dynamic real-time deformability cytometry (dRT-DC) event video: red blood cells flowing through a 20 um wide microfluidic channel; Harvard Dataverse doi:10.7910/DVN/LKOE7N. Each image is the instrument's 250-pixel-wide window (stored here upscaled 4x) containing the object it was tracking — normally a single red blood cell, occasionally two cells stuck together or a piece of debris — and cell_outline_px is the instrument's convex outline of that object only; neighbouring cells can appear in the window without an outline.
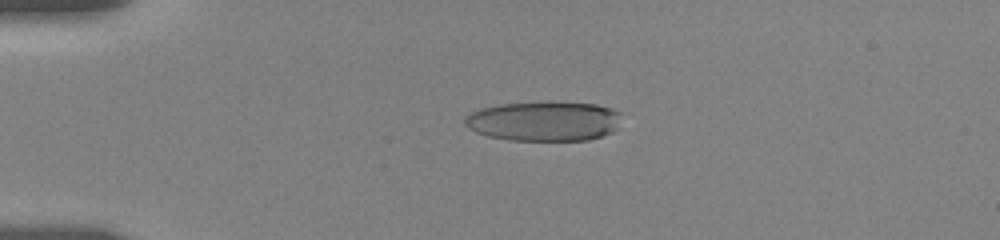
{"species": "human", "species_latin": "Homo sapiens", "temperature_condition": "room temperature", "stored_images_in_passage": 32, "camera_frame_rate_fps": 3000, "um_per_image_px": 0.085, "donor": {"sex": "female"}, "frame": {"image": 1, "passage_image": 11, "time_ms": 4.333, "image_size_px": [1000, 240], "cell_outline_px": [[620, 112], [616, 128], [612, 132], [588, 140], [508, 140], [488, 136], [476, 132], [468, 128], [464, 124], [464, 116], [472, 112], [484, 108], [500, 104], [596, 104]], "centroid_in_image_um": [46.19, 10.34], "position_along_channel_um": 38.8, "area_um2": 35.2}}
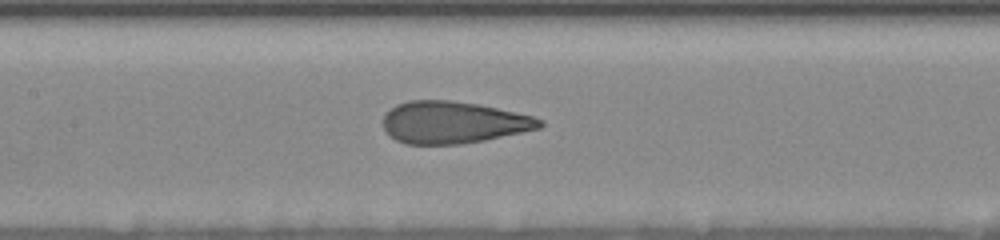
{"frame": {"image": 2, "passage_image": 23, "time_ms": 9.0, "image_size_px": [1000, 240], "cell_outline_px": [[544, 124], [540, 128], [484, 140], [460, 144], [404, 144], [396, 140], [384, 128], [384, 116], [396, 104], [408, 100], [448, 100], [480, 104], [532, 116], [544, 120]], "centroid_in_image_um": [38.53, 10.4], "position_along_channel_um": 168.9, "area_um2": 38.15}}
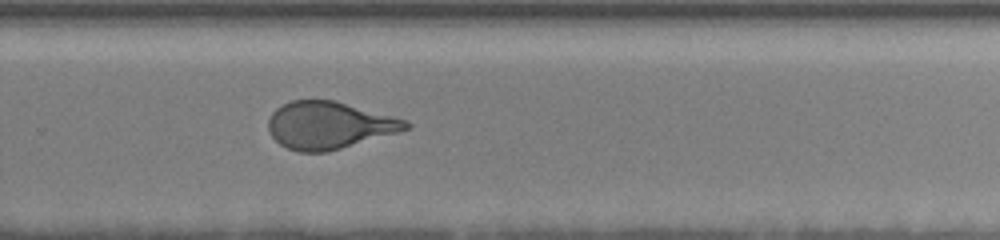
{"frame": {"image": 3, "passage_image": 32, "time_ms": 12.667, "image_size_px": [1000, 240], "cell_outline_px": [[412, 124], [408, 128], [396, 132], [328, 152], [300, 152], [288, 148], [280, 144], [268, 132], [268, 120], [272, 112], [276, 108], [292, 100], [336, 100], [408, 120]], "centroid_in_image_um": [27.95, 10.64], "position_along_channel_um": 301.8, "area_um2": 37.74}}